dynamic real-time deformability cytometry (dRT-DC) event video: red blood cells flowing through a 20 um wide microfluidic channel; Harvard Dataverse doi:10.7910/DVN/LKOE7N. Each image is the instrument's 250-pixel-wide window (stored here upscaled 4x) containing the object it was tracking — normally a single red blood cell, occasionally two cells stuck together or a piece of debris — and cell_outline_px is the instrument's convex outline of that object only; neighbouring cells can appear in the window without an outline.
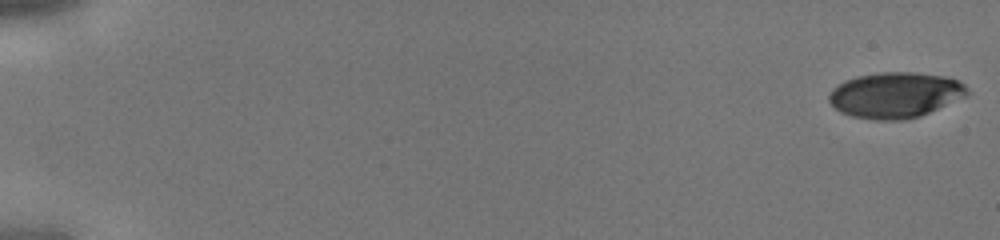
{"species": "human", "species_latin": "Homo sapiens", "temperature_condition": "cold", "stored_images_in_passage": 44, "camera_frame_rate_fps": 3000, "um_per_image_px": 0.085, "donor": {"sex": "male"}, "frame": {"image": 1, "passage_image": 1, "time_ms": 0.0, "image_size_px": [1000, 240], "cell_outline_px": [[968, 96], [920, 116], [904, 120], [876, 120], [852, 116], [840, 112], [828, 100], [828, 96], [832, 88], [844, 80], [856, 76], [880, 72], [916, 72], [944, 76], [956, 80], [964, 84], [968, 88]], "centroid_in_image_um": [76.1, 8.07], "position_along_channel_um": 8.9, "area_um2": 36.99}}
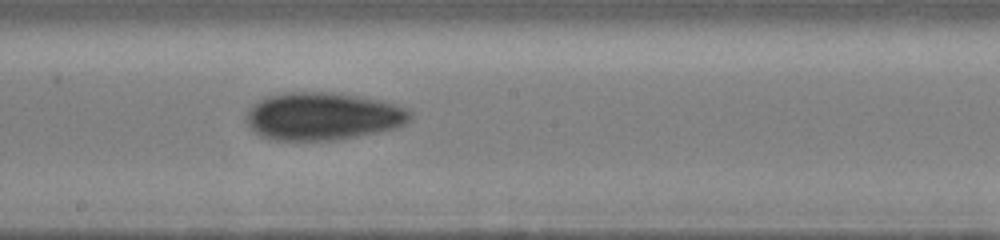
{"frame": {"image": 2, "passage_image": 26, "time_ms": 8.333, "image_size_px": [1000, 240], "cell_outline_px": [[412, 116], [404, 124], [396, 128], [336, 140], [272, 140], [260, 136], [244, 120], [244, 116], [248, 108], [252, 104], [268, 96], [288, 92], [332, 92], [360, 96], [380, 100], [396, 104], [408, 108], [412, 112]], "centroid_in_image_um": [27.42, 9.87], "position_along_channel_um": 220.8, "area_um2": 45.78}}
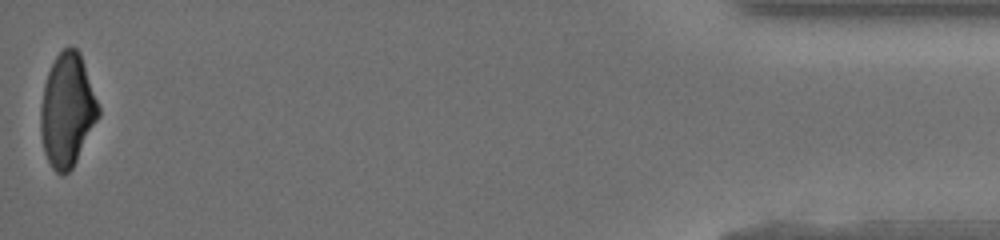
{"frame": {"image": 3, "passage_image": 44, "time_ms": 14.333, "image_size_px": [1000, 240], "cell_outline_px": [[100, 116], [72, 168], [68, 172], [56, 172], [52, 168], [44, 152], [40, 132], [40, 104], [44, 84], [48, 72], [56, 56], [64, 48], [76, 48], [80, 52], [100, 108]], "centroid_in_image_um": [5.71, 9.36], "position_along_channel_um": 429.5, "area_um2": 37.97}}